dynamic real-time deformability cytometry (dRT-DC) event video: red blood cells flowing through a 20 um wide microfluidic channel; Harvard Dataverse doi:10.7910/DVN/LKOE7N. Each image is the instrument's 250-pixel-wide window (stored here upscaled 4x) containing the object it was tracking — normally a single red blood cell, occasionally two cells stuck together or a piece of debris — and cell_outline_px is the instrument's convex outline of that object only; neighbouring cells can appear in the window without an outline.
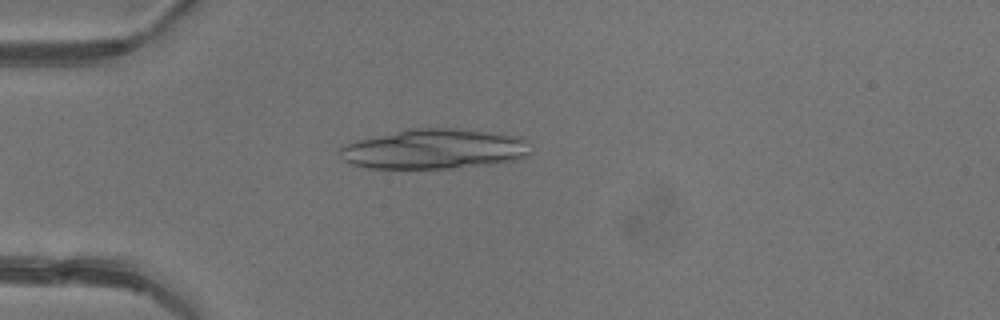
{"species": "common noctule bat (a hibernating species)", "species_latin": "Nyctalus noctula", "temperature_condition": "warm", "stored_images_in_passage": 4, "camera_frame_rate_fps": 3000, "um_per_image_px": 0.085, "animal": {"sex": "female"}, "frame": {"image": 1, "passage_image": 4, "time_ms": 4.333, "image_size_px": [1000, 320], "cell_outline_px": [[528, 156], [520, 160], [488, 164], [452, 168], [368, 168], [352, 164], [344, 160], [340, 156], [340, 148], [344, 144], [356, 140], [404, 128], [452, 128], [488, 132], [520, 136], [524, 140], [528, 152]], "centroid_in_image_um": [36.86, 12.66], "position_along_channel_um": 48.1, "area_um2": 44.45}}